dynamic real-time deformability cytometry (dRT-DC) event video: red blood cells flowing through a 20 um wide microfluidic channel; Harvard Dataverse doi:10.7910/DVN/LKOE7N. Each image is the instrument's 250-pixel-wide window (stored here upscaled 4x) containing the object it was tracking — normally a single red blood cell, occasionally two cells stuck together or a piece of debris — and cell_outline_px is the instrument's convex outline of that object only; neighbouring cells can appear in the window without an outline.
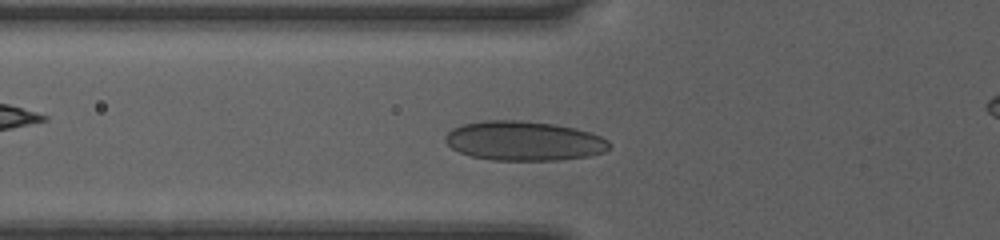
{"species": "human", "species_latin": "Homo sapiens", "temperature_condition": "room temperature", "stored_images_in_passage": 38, "camera_frame_rate_fps": 3000, "um_per_image_px": 0.085, "donor": {"sex": "female"}, "frame": {"image": 1, "passage_image": 9, "time_ms": 2.667, "image_size_px": [1000, 240], "cell_outline_px": [[612, 148], [604, 152], [588, 156], [560, 160], [492, 160], [472, 156], [460, 152], [452, 148], [444, 140], [444, 136], [452, 128], [464, 124], [484, 120], [520, 120], [556, 124], [576, 128], [600, 136], [608, 140], [612, 144]], "centroid_in_image_um": [44.56, 11.97], "position_along_channel_um": 81.2, "area_um2": 37.92}}
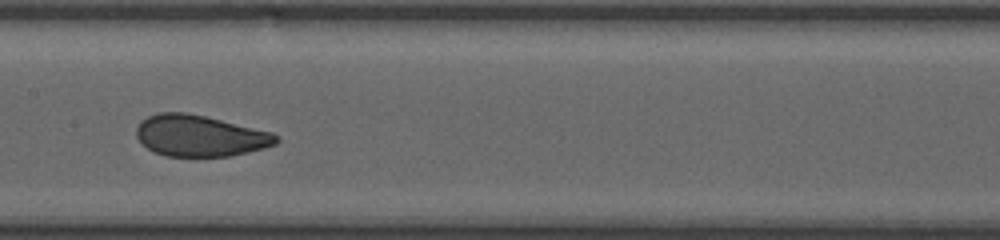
{"frame": {"image": 2, "passage_image": 17, "time_ms": 5.333, "image_size_px": [1000, 240], "cell_outline_px": [[280, 140], [276, 144], [264, 148], [232, 156], [164, 156], [152, 152], [136, 136], [136, 128], [140, 120], [148, 116], [160, 112], [184, 112], [204, 116], [272, 132], [280, 136]], "centroid_in_image_um": [16.99, 11.55], "position_along_channel_um": 190.4, "area_um2": 33.7}}
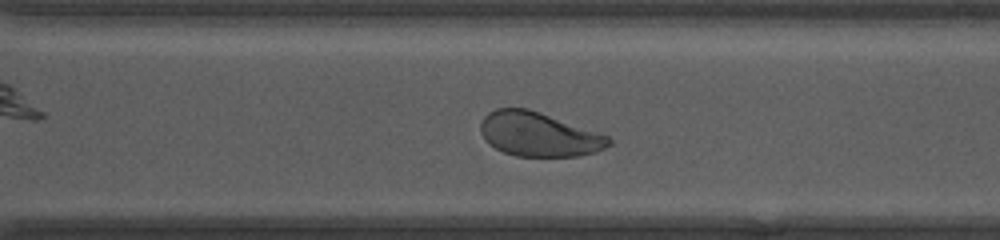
{"frame": {"image": 3, "passage_image": 27, "time_ms": 8.667, "image_size_px": [1000, 240], "cell_outline_px": [[612, 144], [596, 152], [580, 156], [516, 156], [504, 152], [488, 144], [484, 140], [480, 132], [480, 124], [484, 116], [488, 112], [496, 108], [528, 108], [608, 136], [612, 140]], "centroid_in_image_um": [45.76, 11.42], "position_along_channel_um": 324.8, "area_um2": 32.95}}